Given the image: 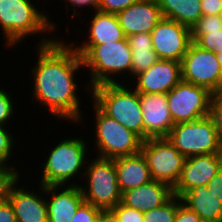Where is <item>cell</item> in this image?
<instances>
[{
	"label": "cell",
	"mask_w": 222,
	"mask_h": 222,
	"mask_svg": "<svg viewBox=\"0 0 222 222\" xmlns=\"http://www.w3.org/2000/svg\"><path fill=\"white\" fill-rule=\"evenodd\" d=\"M34 47L37 60L29 69L33 85L31 101L44 107L57 121L84 124L83 105L77 95L80 91L77 73L85 71L81 56L70 43L59 37L49 44Z\"/></svg>",
	"instance_id": "1"
},
{
	"label": "cell",
	"mask_w": 222,
	"mask_h": 222,
	"mask_svg": "<svg viewBox=\"0 0 222 222\" xmlns=\"http://www.w3.org/2000/svg\"><path fill=\"white\" fill-rule=\"evenodd\" d=\"M35 1L0 0V30L2 31V37H4L3 41L4 46L7 47L6 49L13 50L11 48H17L18 44H22L21 41L24 43L27 37H35L38 33L39 36L36 37L41 39H39L36 46L49 44L58 37L53 34H56V28H58L53 17H51V20L50 15L44 8L37 7L38 4Z\"/></svg>",
	"instance_id": "2"
},
{
	"label": "cell",
	"mask_w": 222,
	"mask_h": 222,
	"mask_svg": "<svg viewBox=\"0 0 222 222\" xmlns=\"http://www.w3.org/2000/svg\"><path fill=\"white\" fill-rule=\"evenodd\" d=\"M70 44L81 56L83 67L89 73V83L85 86V94H89V97L93 87L105 83H120L119 79L126 75L130 83L132 51L126 38L105 44Z\"/></svg>",
	"instance_id": "3"
},
{
	"label": "cell",
	"mask_w": 222,
	"mask_h": 222,
	"mask_svg": "<svg viewBox=\"0 0 222 222\" xmlns=\"http://www.w3.org/2000/svg\"><path fill=\"white\" fill-rule=\"evenodd\" d=\"M84 137H70L58 140L55 146L51 145L48 155L39 168H42L39 184L50 185H80L76 177L83 180L84 171L88 158L92 156L88 153L90 144ZM57 144V145H56ZM41 175V176H40ZM81 177V178H80ZM74 182H73V180ZM72 183H71V182ZM76 181V182H75Z\"/></svg>",
	"instance_id": "4"
},
{
	"label": "cell",
	"mask_w": 222,
	"mask_h": 222,
	"mask_svg": "<svg viewBox=\"0 0 222 222\" xmlns=\"http://www.w3.org/2000/svg\"><path fill=\"white\" fill-rule=\"evenodd\" d=\"M124 81L97 85L91 89L90 98L105 114L144 141V121L139 93L129 83L124 84Z\"/></svg>",
	"instance_id": "5"
},
{
	"label": "cell",
	"mask_w": 222,
	"mask_h": 222,
	"mask_svg": "<svg viewBox=\"0 0 222 222\" xmlns=\"http://www.w3.org/2000/svg\"><path fill=\"white\" fill-rule=\"evenodd\" d=\"M95 124L94 141L96 157L114 159L122 156H130L141 151L143 140L117 120L105 114L92 100ZM96 147V148H95Z\"/></svg>",
	"instance_id": "6"
},
{
	"label": "cell",
	"mask_w": 222,
	"mask_h": 222,
	"mask_svg": "<svg viewBox=\"0 0 222 222\" xmlns=\"http://www.w3.org/2000/svg\"><path fill=\"white\" fill-rule=\"evenodd\" d=\"M91 159L92 157L87 161L83 182L79 185L84 201L102 210L112 209L121 202L122 194L118 186L114 159ZM84 182L87 185L82 184Z\"/></svg>",
	"instance_id": "7"
},
{
	"label": "cell",
	"mask_w": 222,
	"mask_h": 222,
	"mask_svg": "<svg viewBox=\"0 0 222 222\" xmlns=\"http://www.w3.org/2000/svg\"><path fill=\"white\" fill-rule=\"evenodd\" d=\"M166 139L186 157L222 153V143L209 115L175 124Z\"/></svg>",
	"instance_id": "8"
},
{
	"label": "cell",
	"mask_w": 222,
	"mask_h": 222,
	"mask_svg": "<svg viewBox=\"0 0 222 222\" xmlns=\"http://www.w3.org/2000/svg\"><path fill=\"white\" fill-rule=\"evenodd\" d=\"M140 152L146 160L152 179L174 188L179 181L187 157L181 154L166 138L144 140Z\"/></svg>",
	"instance_id": "9"
},
{
	"label": "cell",
	"mask_w": 222,
	"mask_h": 222,
	"mask_svg": "<svg viewBox=\"0 0 222 222\" xmlns=\"http://www.w3.org/2000/svg\"><path fill=\"white\" fill-rule=\"evenodd\" d=\"M211 100L212 93L207 88L183 80L167 93V104L174 124L208 116Z\"/></svg>",
	"instance_id": "10"
},
{
	"label": "cell",
	"mask_w": 222,
	"mask_h": 222,
	"mask_svg": "<svg viewBox=\"0 0 222 222\" xmlns=\"http://www.w3.org/2000/svg\"><path fill=\"white\" fill-rule=\"evenodd\" d=\"M222 70L214 52L202 49L194 42L181 60L182 80L207 88L211 93L217 88Z\"/></svg>",
	"instance_id": "11"
},
{
	"label": "cell",
	"mask_w": 222,
	"mask_h": 222,
	"mask_svg": "<svg viewBox=\"0 0 222 222\" xmlns=\"http://www.w3.org/2000/svg\"><path fill=\"white\" fill-rule=\"evenodd\" d=\"M21 177L23 176L15 175L5 191V197L13 207L17 222H48L45 186L37 183L38 189L29 190L28 185H22Z\"/></svg>",
	"instance_id": "12"
},
{
	"label": "cell",
	"mask_w": 222,
	"mask_h": 222,
	"mask_svg": "<svg viewBox=\"0 0 222 222\" xmlns=\"http://www.w3.org/2000/svg\"><path fill=\"white\" fill-rule=\"evenodd\" d=\"M153 49L159 59L181 62L192 43L191 29L162 18L151 32Z\"/></svg>",
	"instance_id": "13"
},
{
	"label": "cell",
	"mask_w": 222,
	"mask_h": 222,
	"mask_svg": "<svg viewBox=\"0 0 222 222\" xmlns=\"http://www.w3.org/2000/svg\"><path fill=\"white\" fill-rule=\"evenodd\" d=\"M222 168V153L189 156L184 163L173 194L182 198L188 191L208 182Z\"/></svg>",
	"instance_id": "14"
},
{
	"label": "cell",
	"mask_w": 222,
	"mask_h": 222,
	"mask_svg": "<svg viewBox=\"0 0 222 222\" xmlns=\"http://www.w3.org/2000/svg\"><path fill=\"white\" fill-rule=\"evenodd\" d=\"M134 80V81H133ZM181 62L159 59L148 70L137 74L129 84L142 94L168 93L180 81Z\"/></svg>",
	"instance_id": "15"
},
{
	"label": "cell",
	"mask_w": 222,
	"mask_h": 222,
	"mask_svg": "<svg viewBox=\"0 0 222 222\" xmlns=\"http://www.w3.org/2000/svg\"><path fill=\"white\" fill-rule=\"evenodd\" d=\"M139 101L144 121V140L166 138L175 125L168 108L167 93H139Z\"/></svg>",
	"instance_id": "16"
},
{
	"label": "cell",
	"mask_w": 222,
	"mask_h": 222,
	"mask_svg": "<svg viewBox=\"0 0 222 222\" xmlns=\"http://www.w3.org/2000/svg\"><path fill=\"white\" fill-rule=\"evenodd\" d=\"M45 198L48 222H71L85 202L79 185L45 186Z\"/></svg>",
	"instance_id": "17"
},
{
	"label": "cell",
	"mask_w": 222,
	"mask_h": 222,
	"mask_svg": "<svg viewBox=\"0 0 222 222\" xmlns=\"http://www.w3.org/2000/svg\"><path fill=\"white\" fill-rule=\"evenodd\" d=\"M126 37L137 33H151L163 18L157 0H138L116 14Z\"/></svg>",
	"instance_id": "18"
},
{
	"label": "cell",
	"mask_w": 222,
	"mask_h": 222,
	"mask_svg": "<svg viewBox=\"0 0 222 222\" xmlns=\"http://www.w3.org/2000/svg\"><path fill=\"white\" fill-rule=\"evenodd\" d=\"M173 188L152 180L137 188L122 192L121 203L142 213L165 204L173 196Z\"/></svg>",
	"instance_id": "19"
},
{
	"label": "cell",
	"mask_w": 222,
	"mask_h": 222,
	"mask_svg": "<svg viewBox=\"0 0 222 222\" xmlns=\"http://www.w3.org/2000/svg\"><path fill=\"white\" fill-rule=\"evenodd\" d=\"M91 16L92 17L89 19L90 22L88 21L86 22L88 24L84 25H88L87 33L86 30H84L85 37L87 36L86 40L82 39V43L80 41L77 42V40H74L75 42H68L80 44H105L124 40L126 38L116 14L105 13L94 9Z\"/></svg>",
	"instance_id": "20"
},
{
	"label": "cell",
	"mask_w": 222,
	"mask_h": 222,
	"mask_svg": "<svg viewBox=\"0 0 222 222\" xmlns=\"http://www.w3.org/2000/svg\"><path fill=\"white\" fill-rule=\"evenodd\" d=\"M120 192H125L152 181L151 173L141 152L114 158Z\"/></svg>",
	"instance_id": "21"
},
{
	"label": "cell",
	"mask_w": 222,
	"mask_h": 222,
	"mask_svg": "<svg viewBox=\"0 0 222 222\" xmlns=\"http://www.w3.org/2000/svg\"><path fill=\"white\" fill-rule=\"evenodd\" d=\"M181 199L203 222H222V194L208 190L207 185L193 188Z\"/></svg>",
	"instance_id": "22"
},
{
	"label": "cell",
	"mask_w": 222,
	"mask_h": 222,
	"mask_svg": "<svg viewBox=\"0 0 222 222\" xmlns=\"http://www.w3.org/2000/svg\"><path fill=\"white\" fill-rule=\"evenodd\" d=\"M126 39L132 51V80L140 72L148 70L159 58L153 49L151 33H137Z\"/></svg>",
	"instance_id": "23"
},
{
	"label": "cell",
	"mask_w": 222,
	"mask_h": 222,
	"mask_svg": "<svg viewBox=\"0 0 222 222\" xmlns=\"http://www.w3.org/2000/svg\"><path fill=\"white\" fill-rule=\"evenodd\" d=\"M163 18L177 21L190 29L202 16L201 0H157Z\"/></svg>",
	"instance_id": "24"
},
{
	"label": "cell",
	"mask_w": 222,
	"mask_h": 222,
	"mask_svg": "<svg viewBox=\"0 0 222 222\" xmlns=\"http://www.w3.org/2000/svg\"><path fill=\"white\" fill-rule=\"evenodd\" d=\"M9 129L10 128L7 129V126L5 125H0V165L13 171L16 175H20L23 173L18 171L16 165L13 163L14 161H9L14 160V149H17L18 147L14 144L17 143V140H15L16 138L13 136L14 133H11Z\"/></svg>",
	"instance_id": "25"
},
{
	"label": "cell",
	"mask_w": 222,
	"mask_h": 222,
	"mask_svg": "<svg viewBox=\"0 0 222 222\" xmlns=\"http://www.w3.org/2000/svg\"><path fill=\"white\" fill-rule=\"evenodd\" d=\"M182 199L173 195L165 204L144 213L143 222H174L177 207Z\"/></svg>",
	"instance_id": "26"
},
{
	"label": "cell",
	"mask_w": 222,
	"mask_h": 222,
	"mask_svg": "<svg viewBox=\"0 0 222 222\" xmlns=\"http://www.w3.org/2000/svg\"><path fill=\"white\" fill-rule=\"evenodd\" d=\"M192 42L215 54L222 52V30L207 31L204 35H192Z\"/></svg>",
	"instance_id": "27"
},
{
	"label": "cell",
	"mask_w": 222,
	"mask_h": 222,
	"mask_svg": "<svg viewBox=\"0 0 222 222\" xmlns=\"http://www.w3.org/2000/svg\"><path fill=\"white\" fill-rule=\"evenodd\" d=\"M10 93L11 91H6L4 87L0 88V125H8V127V123L10 122L12 124L13 115L16 114L14 113L16 111V104L12 97L13 94Z\"/></svg>",
	"instance_id": "28"
},
{
	"label": "cell",
	"mask_w": 222,
	"mask_h": 222,
	"mask_svg": "<svg viewBox=\"0 0 222 222\" xmlns=\"http://www.w3.org/2000/svg\"><path fill=\"white\" fill-rule=\"evenodd\" d=\"M222 30V21L219 15H202L191 28V35H204L207 31Z\"/></svg>",
	"instance_id": "29"
},
{
	"label": "cell",
	"mask_w": 222,
	"mask_h": 222,
	"mask_svg": "<svg viewBox=\"0 0 222 222\" xmlns=\"http://www.w3.org/2000/svg\"><path fill=\"white\" fill-rule=\"evenodd\" d=\"M119 219V222H143L144 213L130 208L121 202L111 209Z\"/></svg>",
	"instance_id": "30"
},
{
	"label": "cell",
	"mask_w": 222,
	"mask_h": 222,
	"mask_svg": "<svg viewBox=\"0 0 222 222\" xmlns=\"http://www.w3.org/2000/svg\"><path fill=\"white\" fill-rule=\"evenodd\" d=\"M101 208L84 202L72 217L71 222H96Z\"/></svg>",
	"instance_id": "31"
},
{
	"label": "cell",
	"mask_w": 222,
	"mask_h": 222,
	"mask_svg": "<svg viewBox=\"0 0 222 222\" xmlns=\"http://www.w3.org/2000/svg\"><path fill=\"white\" fill-rule=\"evenodd\" d=\"M137 1L138 0H99L96 10L117 14Z\"/></svg>",
	"instance_id": "32"
},
{
	"label": "cell",
	"mask_w": 222,
	"mask_h": 222,
	"mask_svg": "<svg viewBox=\"0 0 222 222\" xmlns=\"http://www.w3.org/2000/svg\"><path fill=\"white\" fill-rule=\"evenodd\" d=\"M209 116L212 118L217 136L222 143V104L212 97L210 103Z\"/></svg>",
	"instance_id": "33"
},
{
	"label": "cell",
	"mask_w": 222,
	"mask_h": 222,
	"mask_svg": "<svg viewBox=\"0 0 222 222\" xmlns=\"http://www.w3.org/2000/svg\"><path fill=\"white\" fill-rule=\"evenodd\" d=\"M61 1L63 2L64 0H61ZM98 1L99 0H65L64 1L65 5H66L65 9H66L67 12L71 11V10L68 9L70 6L73 7L72 8L73 9L72 10L73 14H72L71 18L69 17V20L70 19L71 20L76 19V17H79V18L81 17V16H79L81 12L78 9H81V8L83 9L84 7L87 8L88 10L90 8L91 9L90 11L96 9L97 5H98Z\"/></svg>",
	"instance_id": "34"
},
{
	"label": "cell",
	"mask_w": 222,
	"mask_h": 222,
	"mask_svg": "<svg viewBox=\"0 0 222 222\" xmlns=\"http://www.w3.org/2000/svg\"><path fill=\"white\" fill-rule=\"evenodd\" d=\"M174 222H203L201 218L183 202L177 207Z\"/></svg>",
	"instance_id": "35"
},
{
	"label": "cell",
	"mask_w": 222,
	"mask_h": 222,
	"mask_svg": "<svg viewBox=\"0 0 222 222\" xmlns=\"http://www.w3.org/2000/svg\"><path fill=\"white\" fill-rule=\"evenodd\" d=\"M0 222H17L13 207L6 197L0 200Z\"/></svg>",
	"instance_id": "36"
},
{
	"label": "cell",
	"mask_w": 222,
	"mask_h": 222,
	"mask_svg": "<svg viewBox=\"0 0 222 222\" xmlns=\"http://www.w3.org/2000/svg\"><path fill=\"white\" fill-rule=\"evenodd\" d=\"M202 15H220L222 0H201Z\"/></svg>",
	"instance_id": "37"
},
{
	"label": "cell",
	"mask_w": 222,
	"mask_h": 222,
	"mask_svg": "<svg viewBox=\"0 0 222 222\" xmlns=\"http://www.w3.org/2000/svg\"><path fill=\"white\" fill-rule=\"evenodd\" d=\"M16 174L8 168L0 165V200L5 197V191L9 182Z\"/></svg>",
	"instance_id": "38"
},
{
	"label": "cell",
	"mask_w": 222,
	"mask_h": 222,
	"mask_svg": "<svg viewBox=\"0 0 222 222\" xmlns=\"http://www.w3.org/2000/svg\"><path fill=\"white\" fill-rule=\"evenodd\" d=\"M207 189L212 190L216 194H222V168L215 176L207 183Z\"/></svg>",
	"instance_id": "39"
},
{
	"label": "cell",
	"mask_w": 222,
	"mask_h": 222,
	"mask_svg": "<svg viewBox=\"0 0 222 222\" xmlns=\"http://www.w3.org/2000/svg\"><path fill=\"white\" fill-rule=\"evenodd\" d=\"M96 222H119L116 214L111 210H101Z\"/></svg>",
	"instance_id": "40"
},
{
	"label": "cell",
	"mask_w": 222,
	"mask_h": 222,
	"mask_svg": "<svg viewBox=\"0 0 222 222\" xmlns=\"http://www.w3.org/2000/svg\"><path fill=\"white\" fill-rule=\"evenodd\" d=\"M212 94H222V75H221V78H220L217 88L215 89V91Z\"/></svg>",
	"instance_id": "41"
},
{
	"label": "cell",
	"mask_w": 222,
	"mask_h": 222,
	"mask_svg": "<svg viewBox=\"0 0 222 222\" xmlns=\"http://www.w3.org/2000/svg\"><path fill=\"white\" fill-rule=\"evenodd\" d=\"M216 57L222 70V52L216 53Z\"/></svg>",
	"instance_id": "42"
},
{
	"label": "cell",
	"mask_w": 222,
	"mask_h": 222,
	"mask_svg": "<svg viewBox=\"0 0 222 222\" xmlns=\"http://www.w3.org/2000/svg\"><path fill=\"white\" fill-rule=\"evenodd\" d=\"M212 97H215L222 104V94H212Z\"/></svg>",
	"instance_id": "43"
},
{
	"label": "cell",
	"mask_w": 222,
	"mask_h": 222,
	"mask_svg": "<svg viewBox=\"0 0 222 222\" xmlns=\"http://www.w3.org/2000/svg\"><path fill=\"white\" fill-rule=\"evenodd\" d=\"M219 16H220V19H221V21H222V10H221V12H220V15H219Z\"/></svg>",
	"instance_id": "44"
}]
</instances>
